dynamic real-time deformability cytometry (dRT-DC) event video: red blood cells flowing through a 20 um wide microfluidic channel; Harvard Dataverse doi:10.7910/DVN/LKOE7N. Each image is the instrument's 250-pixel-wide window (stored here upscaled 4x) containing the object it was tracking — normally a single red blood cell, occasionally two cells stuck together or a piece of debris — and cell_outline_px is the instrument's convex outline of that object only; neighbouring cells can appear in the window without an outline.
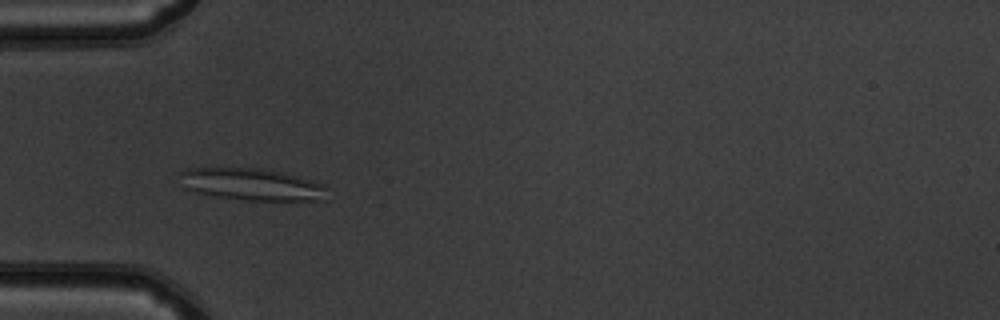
{"species": "common noctule bat (a hibernating species)", "species_latin": "Nyctalus noctula", "temperature_condition": "warm", "stored_images_in_passage": 39, "camera_frame_rate_fps": 3000, "um_per_image_px": 0.085, "animal": {"sex": "male", "body_mass_g": 19.5, "forearm_length_mm": 54.6}, "frame": {"image": 1, "passage_image": 4, "time_ms": 1.0, "image_size_px": [1000, 320], "cell_outline_px": [[328, 200], [248, 200], [216, 196], [196, 192], [184, 188], [180, 172], [184, 168], [260, 168], [280, 172], [312, 180], [324, 184]], "centroid_in_image_um": [21.41, 15.67], "position_along_channel_um": 63.6, "area_um2": 27.34}}
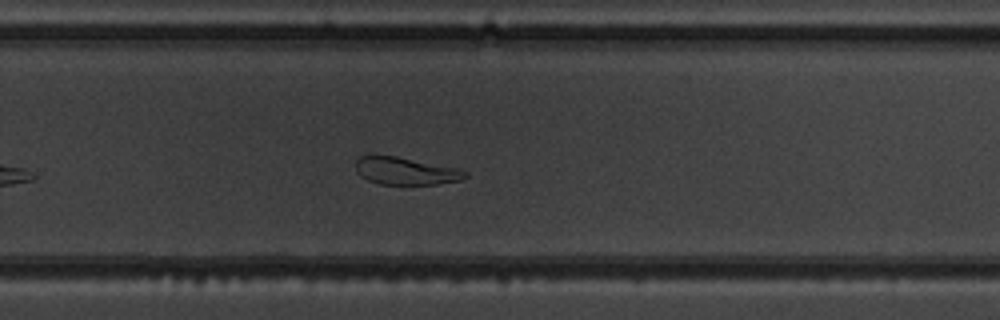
{"frame": {"image": 2, "passage_image": 22, "time_ms": 7.0, "image_size_px": [1000, 320], "cell_outline_px": [[468, 176], [460, 180], [436, 184], [380, 184], [368, 180], [360, 176], [356, 172], [356, 160], [360, 156], [396, 156], [460, 168], [468, 172]], "centroid_in_image_um": [34.51, 14.53], "position_along_channel_um": 295.3, "area_um2": 17.51}}
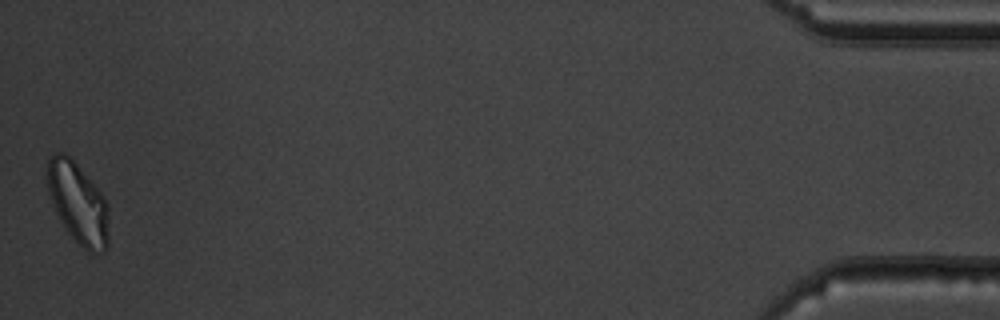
{"frame": {"image": 3, "passage_image": 39, "time_ms": 12.667, "image_size_px": [1000, 320], "cell_outline_px": [[108, 248], [104, 252], [88, 252], [68, 232], [60, 220], [56, 212], [48, 192], [44, 172], [48, 160], [56, 152], [64, 152], [76, 164], [100, 192], [108, 204]], "centroid_in_image_um": [6.61, 17.26], "position_along_channel_um": 428.6, "area_um2": 28.96}, "authors_computed_cell_mechanics": {"area_um2": 20.519, "velocity_mm_per_s": 3.8997, "shape_relaxation_time_tau1_ms": null, "shape_relaxation_time_tau2_ms": 2.4381, "deformation_change_tau1": null, "deformation_change_tau2": 0.0823}}